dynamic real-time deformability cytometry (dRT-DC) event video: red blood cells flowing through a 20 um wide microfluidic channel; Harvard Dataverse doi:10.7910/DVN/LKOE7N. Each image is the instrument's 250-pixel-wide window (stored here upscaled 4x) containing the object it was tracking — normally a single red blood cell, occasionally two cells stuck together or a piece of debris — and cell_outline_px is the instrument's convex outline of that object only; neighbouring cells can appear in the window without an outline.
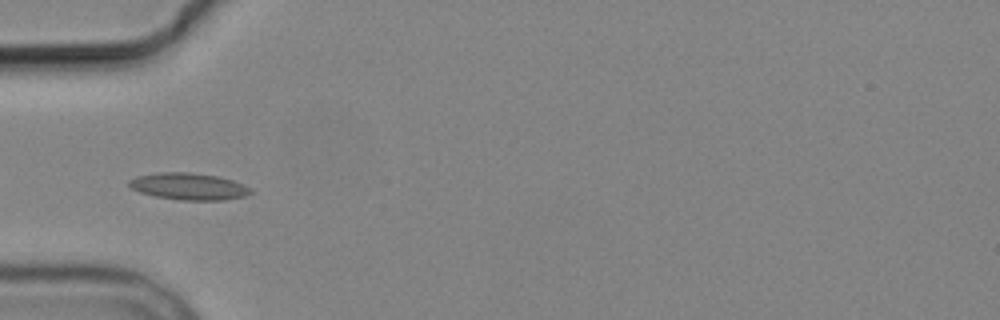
{"species": "common noctule bat (a hibernating species)", "species_latin": "Nyctalus noctula", "temperature_condition": "cold", "stored_images_in_passage": 6, "camera_frame_rate_fps": 3000, "um_per_image_px": 0.085, "animal": {"sex": "male", "body_mass_g": 19.2, "forearm_length_mm": 51.8}, "frame": {"image": 1, "passage_image": 6, "time_ms": 5.667, "image_size_px": [1000, 320], "cell_outline_px": [[252, 192], [244, 196], [224, 200], [180, 200], [156, 196], [140, 192], [132, 188], [128, 184], [128, 180], [136, 176], [160, 172], [188, 172], [216, 176], [232, 180], [248, 188]], "centroid_in_image_um": [15.99, 15.84], "position_along_channel_um": 69.0, "area_um2": 18.73}}